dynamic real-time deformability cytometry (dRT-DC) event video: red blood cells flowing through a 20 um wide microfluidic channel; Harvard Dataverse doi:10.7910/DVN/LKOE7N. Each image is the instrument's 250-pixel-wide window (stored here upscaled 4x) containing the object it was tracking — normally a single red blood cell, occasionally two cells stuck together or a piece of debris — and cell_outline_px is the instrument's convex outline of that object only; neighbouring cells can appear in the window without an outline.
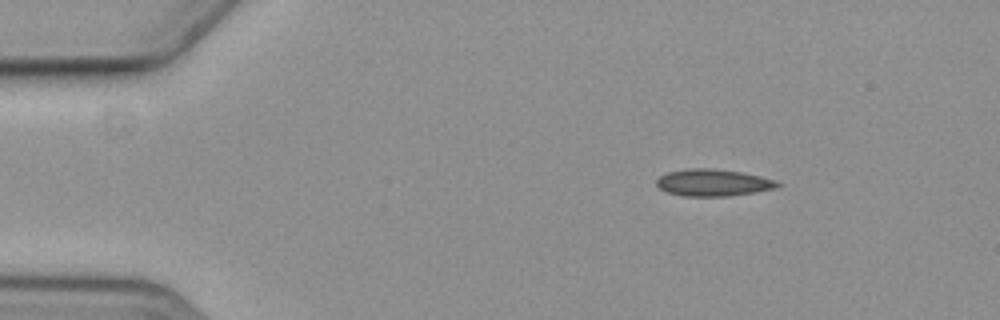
{"species": "common noctule bat (a hibernating species)", "species_latin": "Nyctalus noctula", "temperature_condition": "cold", "stored_images_in_passage": 4, "segment_of_instrument_passage": [1, 2], "camera_frame_rate_fps": 3000, "um_per_image_px": 0.085, "animal": {"sex": "female", "body_mass_g": 19.3, "forearm_length_mm": 54.1}, "frame": {"image": 1, "passage_image": 1, "time_ms": 0.0, "image_size_px": [1000, 320], "cell_outline_px": [[784, 184], [776, 188], [756, 192], [728, 196], [684, 196], [668, 192], [660, 188], [656, 184], [656, 180], [660, 176], [668, 172], [688, 168], [712, 168], [744, 172], [776, 180]], "centroid_in_image_um": [60.66, 15.52], "position_along_channel_um": 24.3, "area_um2": 19.13}}